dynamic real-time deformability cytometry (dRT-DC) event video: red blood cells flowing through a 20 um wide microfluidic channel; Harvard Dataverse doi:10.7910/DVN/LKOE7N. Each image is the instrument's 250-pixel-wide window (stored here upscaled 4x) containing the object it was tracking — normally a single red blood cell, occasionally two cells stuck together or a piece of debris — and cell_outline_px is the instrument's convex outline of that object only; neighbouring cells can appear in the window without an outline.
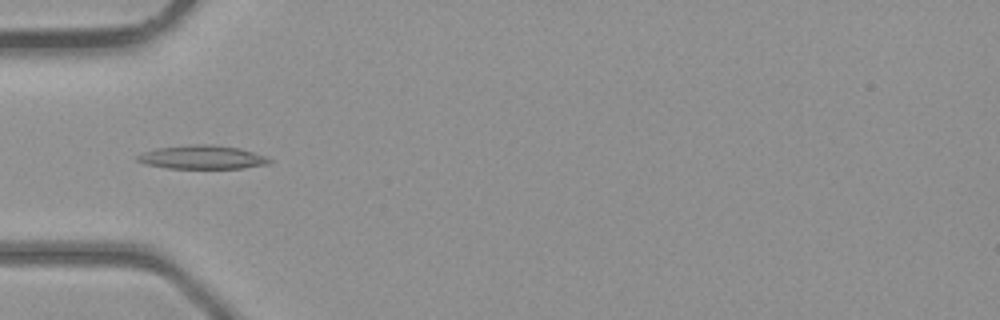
{"species": "common noctule bat (a hibernating species)", "species_latin": "Nyctalus noctula", "temperature_condition": "room temperature", "stored_images_in_passage": 4, "camera_frame_rate_fps": 3000, "um_per_image_px": 0.085, "animal": {"sex": "male", "body_mass_g": 23.1, "forearm_length_mm": 52.7}, "frame": {"image": 1, "passage_image": 3, "time_ms": 2.667, "image_size_px": [1000, 320], "cell_outline_px": [[272, 160], [268, 164], [244, 168], [168, 168], [144, 164], [136, 160], [136, 156], [144, 152], [156, 148], [196, 144], [208, 144], [240, 148], [264, 156]], "centroid_in_image_um": [17.16, 13.37], "position_along_channel_um": 67.8, "area_um2": 18.03}}
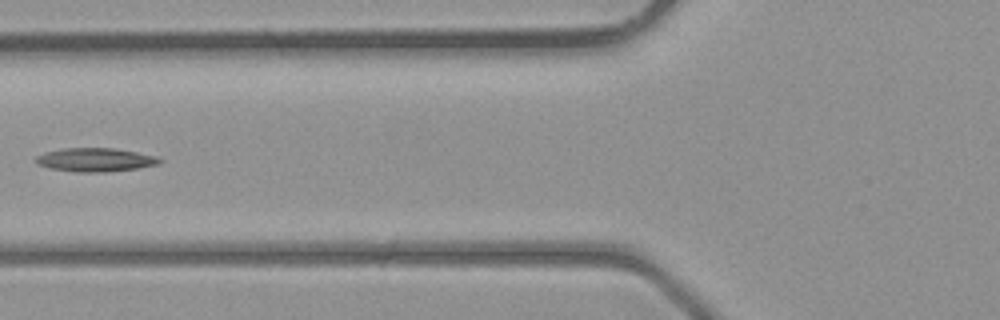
{"frame": {"image": 2, "passage_image": 4, "time_ms": 3.667, "image_size_px": [1000, 320], "cell_outline_px": [[164, 160], [160, 164], [136, 168], [104, 172], [76, 172], [48, 168], [36, 164], [32, 160], [36, 156], [44, 152], [64, 148], [116, 148], [156, 156]], "centroid_in_image_um": [8.06, 13.58], "position_along_channel_um": 117.7, "area_um2": 17.22}}